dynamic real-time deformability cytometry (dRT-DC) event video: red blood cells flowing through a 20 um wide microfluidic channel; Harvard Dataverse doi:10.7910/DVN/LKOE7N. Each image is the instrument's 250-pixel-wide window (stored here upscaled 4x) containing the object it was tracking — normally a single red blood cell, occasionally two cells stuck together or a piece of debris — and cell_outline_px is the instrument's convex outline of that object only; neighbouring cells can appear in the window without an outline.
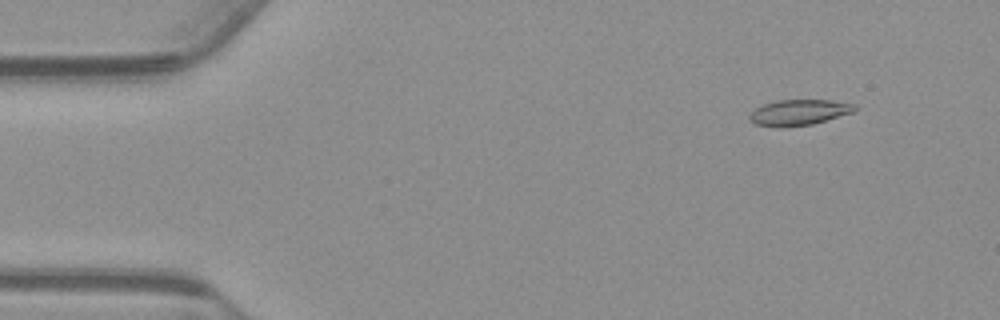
{"species": "common noctule bat (a hibernating species)", "species_latin": "Nyctalus noctula", "temperature_condition": "warm", "stored_images_in_passage": 56, "camera_frame_rate_fps": 3000, "um_per_image_px": 0.085, "animal": {"sex": "male", "body_mass_g": 23.1, "forearm_length_mm": 52.7}, "frame": {"image": 1, "passage_image": 6, "time_ms": 1.667, "image_size_px": [1000, 320], "cell_outline_px": [[856, 108], [852, 112], [812, 124], [780, 128], [756, 124], [748, 120], [748, 116], [756, 108], [764, 104], [776, 100], [832, 100], [856, 104]], "centroid_in_image_um": [67.87, 9.55], "position_along_channel_um": 17.1, "area_um2": 15.72}}
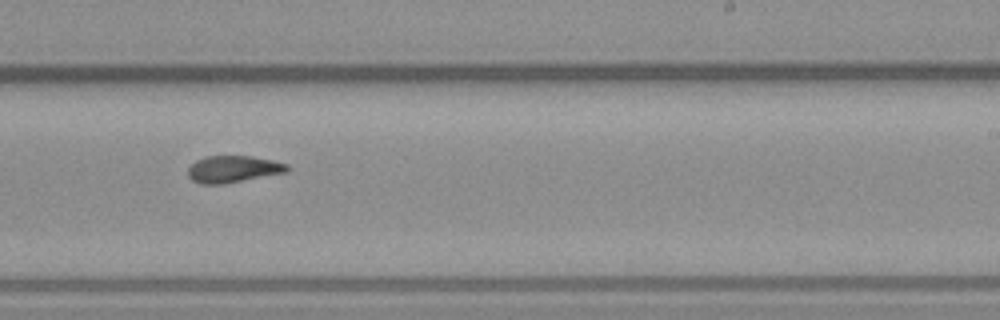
{"frame": {"image": 2, "passage_image": 34, "time_ms": 11.0, "image_size_px": [1000, 320], "cell_outline_px": [[292, 168], [288, 172], [224, 184], [200, 184], [192, 180], [188, 176], [188, 168], [196, 160], [204, 156], [252, 156], [272, 160], [288, 164]], "centroid_in_image_um": [19.84, 14.37], "position_along_channel_um": 269.2, "area_um2": 15.72}}
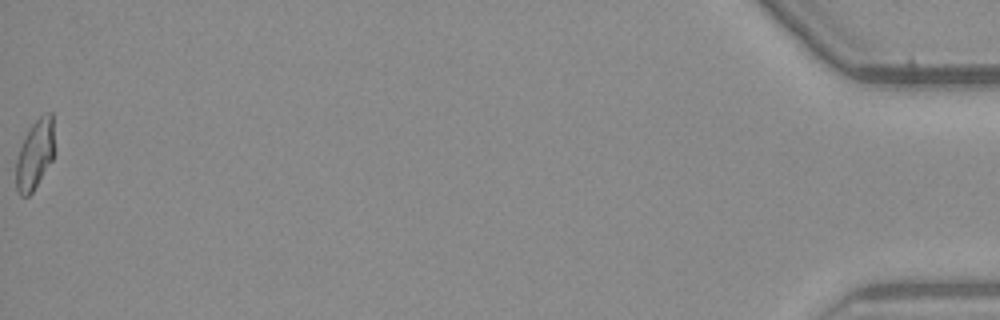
{"frame": {"image": 3, "passage_image": 56, "time_ms": 18.333, "image_size_px": [1000, 320], "cell_outline_px": [[56, 152], [52, 160], [32, 192], [28, 196], [20, 196], [16, 188], [16, 160], [20, 148], [32, 124], [44, 112], [52, 112]], "centroid_in_image_um": [3.01, 13.11], "position_along_channel_um": 432.2, "area_um2": 15.66}, "authors_computed_cell_mechanics": {"area_um2": 15.8083, "velocity_mm_per_s": 3.7391, "shape_relaxation_time_tau1_ms": null, "shape_relaxation_time_tau2_ms": 5.2001, "deformation_change_tau1": null, "deformation_change_tau2": 0.1006}}